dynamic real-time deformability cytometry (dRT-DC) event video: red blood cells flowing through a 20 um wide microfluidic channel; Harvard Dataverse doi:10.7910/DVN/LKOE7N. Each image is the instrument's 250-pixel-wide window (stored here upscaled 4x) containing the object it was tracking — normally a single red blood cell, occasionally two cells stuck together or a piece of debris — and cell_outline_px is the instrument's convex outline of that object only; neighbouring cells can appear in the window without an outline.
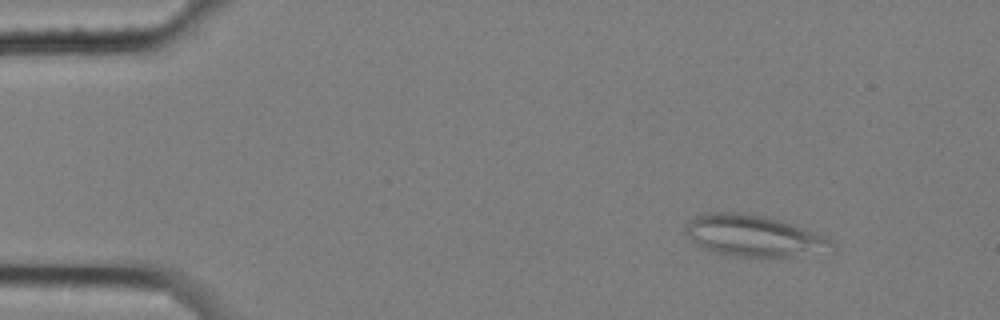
{"species": "common noctule bat (a hibernating species)", "species_latin": "Nyctalus noctula", "temperature_condition": "cold", "stored_images_in_passage": 5, "camera_frame_rate_fps": 3000, "um_per_image_px": 0.085, "animal": {"sex": "female", "body_mass_g": 25.1}, "frame": {"image": 1, "passage_image": 2, "time_ms": 0.333, "image_size_px": [1000, 320], "cell_outline_px": [[836, 244], [792, 256], [736, 256], [716, 252], [704, 248], [696, 244], [684, 232], [684, 224], [688, 220], [704, 212], [740, 212], [764, 216], [780, 220], [828, 236]], "centroid_in_image_um": [63.93, 19.99], "position_along_channel_um": 21.1, "area_um2": 34.51}}
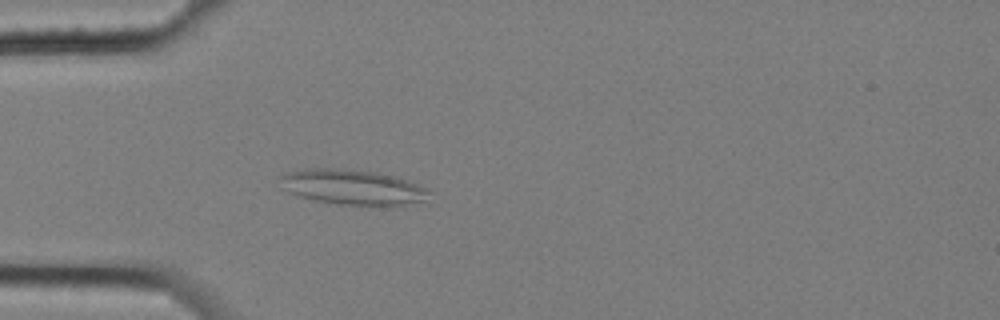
{"frame": {"image": 2, "passage_image": 5, "time_ms": 1.333, "image_size_px": [1000, 320], "cell_outline_px": [[432, 192], [424, 200], [404, 204], [336, 204], [296, 196], [280, 188], [276, 176], [284, 172], [304, 168], [340, 168], [372, 172], [392, 176], [428, 188]], "centroid_in_image_um": [29.79, 15.88], "position_along_channel_um": 55.2, "area_um2": 30.4}}